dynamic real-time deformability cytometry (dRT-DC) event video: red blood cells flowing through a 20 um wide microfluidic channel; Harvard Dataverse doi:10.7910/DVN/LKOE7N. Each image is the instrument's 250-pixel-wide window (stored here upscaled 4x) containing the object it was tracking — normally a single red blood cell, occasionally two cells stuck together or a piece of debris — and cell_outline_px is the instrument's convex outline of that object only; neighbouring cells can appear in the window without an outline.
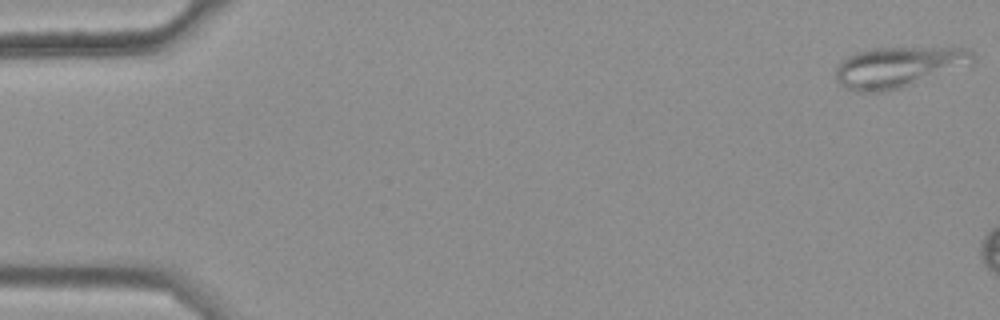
{"species": "common noctule bat (a hibernating species)", "species_latin": "Nyctalus noctula", "temperature_condition": "warm", "stored_images_in_passage": 9, "camera_frame_rate_fps": 3000, "um_per_image_px": 0.085, "animal": {"sex": "female", "body_mass_g": 25.1}, "frame": {"image": 1, "passage_image": 1, "time_ms": 0.0, "image_size_px": [1000, 320], "cell_outline_px": [[976, 56], [972, 64], [900, 88], [884, 92], [856, 92], [844, 88], [836, 80], [836, 64], [840, 60], [856, 52], [872, 48], [968, 48]], "centroid_in_image_um": [76.31, 5.7], "position_along_channel_um": 8.7, "area_um2": 32.6}}